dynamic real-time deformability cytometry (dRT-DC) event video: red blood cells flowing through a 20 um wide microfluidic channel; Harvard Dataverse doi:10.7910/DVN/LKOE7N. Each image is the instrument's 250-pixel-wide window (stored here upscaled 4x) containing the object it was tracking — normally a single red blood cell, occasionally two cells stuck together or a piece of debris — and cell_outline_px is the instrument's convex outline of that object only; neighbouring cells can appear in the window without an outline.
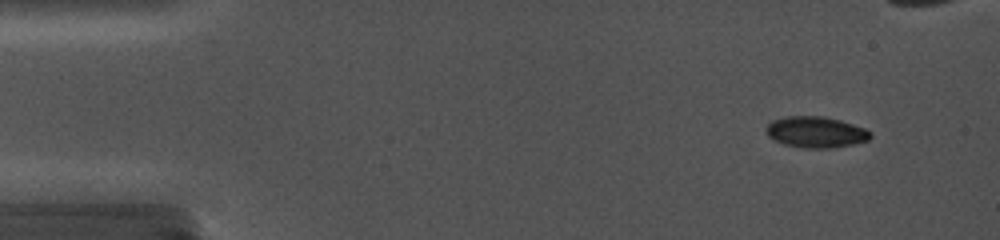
{"species": "common noctule bat (a hibernating species)", "species_latin": "Nyctalus noctula", "temperature_condition": "cold", "stored_images_in_passage": 9, "segment_of_instrument_passage": [1, 2], "camera_frame_rate_fps": 5000, "um_per_image_px": 0.085, "animal": {"sex": "female", "body_mass_g": 19.0, "forearm_length_mm": 56.7}, "frame": {"image": 1, "passage_image": 2, "time_ms": 1.0, "image_size_px": [1000, 240], "cell_outline_px": [[872, 136], [868, 140], [852, 144], [832, 148], [804, 148], [784, 144], [768, 136], [764, 128], [772, 120], [788, 116], [824, 116], [840, 120], [864, 128], [872, 132]], "centroid_in_image_um": [69.34, 11.22], "position_along_channel_um": 15.7, "area_um2": 18.9}}
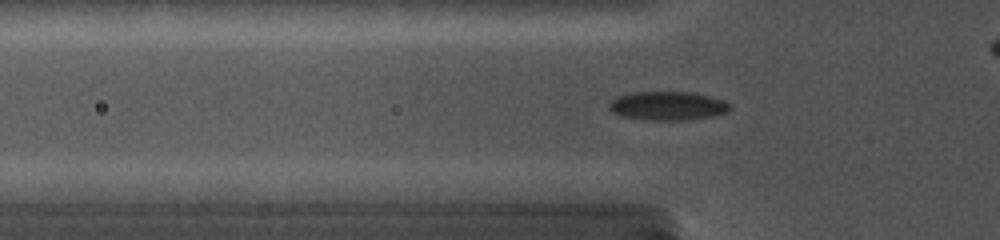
{"frame": {"image": 2, "passage_image": 7, "time_ms": 5.2, "image_size_px": [1000, 240], "cell_outline_px": [[732, 108], [728, 112], [712, 116], [688, 120], [644, 120], [620, 116], [612, 112], [608, 108], [608, 104], [616, 96], [628, 92], [696, 92], [724, 100], [732, 104]], "centroid_in_image_um": [56.75, 8.99], "position_along_channel_um": 69.0, "area_um2": 20.75}}